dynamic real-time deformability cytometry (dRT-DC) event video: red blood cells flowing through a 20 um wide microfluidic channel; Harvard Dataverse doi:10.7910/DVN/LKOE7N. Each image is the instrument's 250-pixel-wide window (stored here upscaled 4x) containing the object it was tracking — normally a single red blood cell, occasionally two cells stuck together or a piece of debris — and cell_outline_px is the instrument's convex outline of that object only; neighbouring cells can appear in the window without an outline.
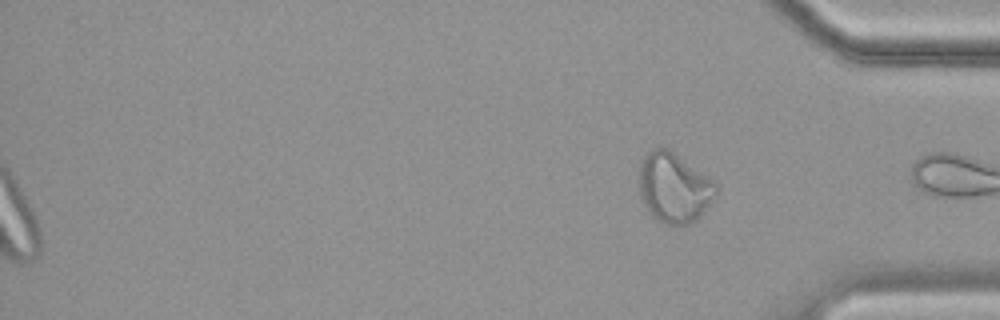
{"species": "common noctule bat (a hibernating species)", "species_latin": "Nyctalus noctula", "temperature_condition": "cold", "stored_images_in_passage": 59, "segment_of_instrument_passage": [2, 2], "camera_frame_rate_fps": 3000, "um_per_image_px": 0.085, "animal": {"sex": "female", "body_mass_g": 19.9}, "frame": {"image": 1, "passage_image": 59, "time_ms": 19.333, "image_size_px": [1000, 320], "cell_outline_px": [[716, 196], [700, 216], [696, 220], [680, 228], [664, 224], [656, 220], [648, 212], [640, 200], [640, 160], [648, 152], [656, 148], [668, 148], [716, 180]], "centroid_in_image_um": [57.3, 15.99], "position_along_channel_um": 377.9, "area_um2": 31.96}}